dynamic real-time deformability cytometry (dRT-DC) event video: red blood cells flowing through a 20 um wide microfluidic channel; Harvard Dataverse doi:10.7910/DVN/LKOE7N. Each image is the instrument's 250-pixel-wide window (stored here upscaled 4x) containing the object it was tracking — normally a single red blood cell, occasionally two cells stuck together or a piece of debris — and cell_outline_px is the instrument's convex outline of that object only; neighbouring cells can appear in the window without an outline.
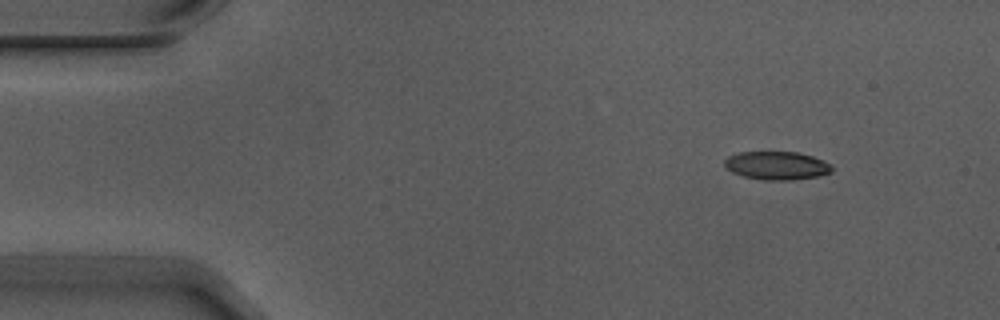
{"species": "Egyptian fruit bat (a non-hibernating species)", "species_latin": "Rousettus aegyptiacus", "temperature_condition": "warm", "stored_images_in_passage": 4, "camera_frame_rate_fps": 3000, "um_per_image_px": 0.085, "animal": {"sex": "male"}, "frame": {"image": 1, "passage_image": 1, "time_ms": 0.0, "image_size_px": [1000, 320], "cell_outline_px": [[832, 172], [820, 176], [788, 180], [764, 180], [744, 176], [732, 172], [724, 164], [724, 160], [728, 156], [740, 152], [796, 152], [812, 156], [824, 160], [832, 168]], "centroid_in_image_um": [66.03, 14.07], "position_along_channel_um": 19.0, "area_um2": 17.57}}
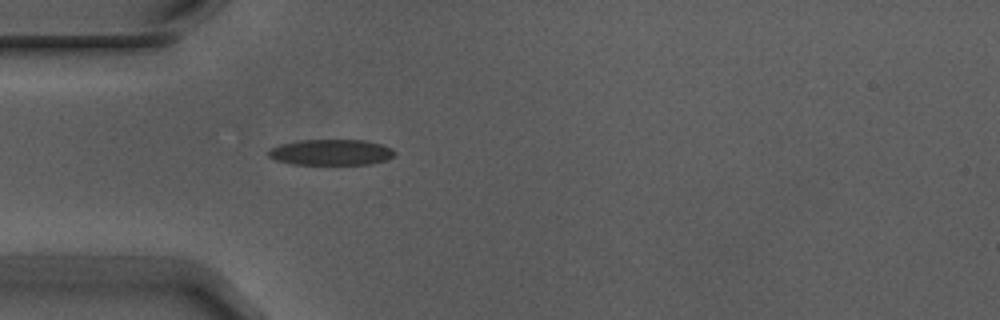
{"frame": {"image": 2, "passage_image": 4, "time_ms": 1.0, "image_size_px": [1000, 320], "cell_outline_px": [[396, 152], [388, 160], [372, 164], [292, 164], [276, 160], [268, 156], [268, 152], [272, 148], [280, 144], [300, 140], [364, 140], [380, 144], [392, 148]], "centroid_in_image_um": [28.16, 12.95], "position_along_channel_um": 56.8, "area_um2": 18.96}}